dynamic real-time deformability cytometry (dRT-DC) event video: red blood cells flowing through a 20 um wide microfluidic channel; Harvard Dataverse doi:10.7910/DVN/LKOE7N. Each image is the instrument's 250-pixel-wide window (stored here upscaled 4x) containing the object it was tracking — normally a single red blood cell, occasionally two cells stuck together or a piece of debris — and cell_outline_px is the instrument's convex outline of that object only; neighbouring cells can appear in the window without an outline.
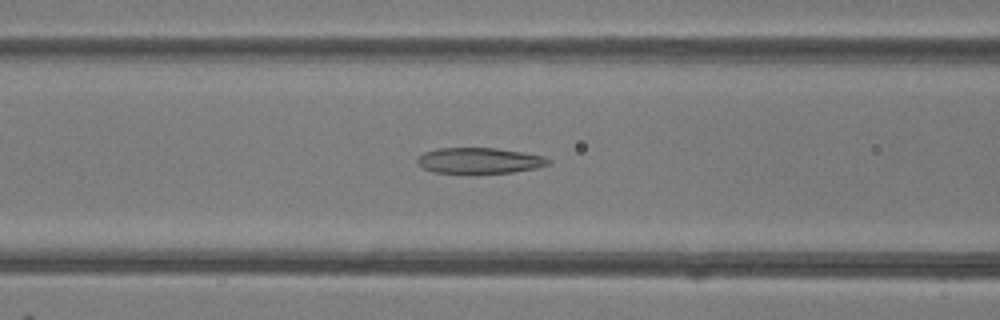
{"species": "common noctule bat (a hibernating species)", "species_latin": "Nyctalus noctula", "temperature_condition": "room temperature", "stored_images_in_passage": 32, "camera_frame_rate_fps": 3000, "um_per_image_px": 0.085, "animal": {"sex": "female"}, "frame": {"image": 1, "passage_image": 6, "time_ms": 1.667, "image_size_px": [1000, 320], "cell_outline_px": [[552, 160], [548, 164], [536, 168], [512, 172], [468, 176], [432, 172], [416, 164], [416, 160], [424, 152], [436, 148], [496, 148], [524, 152], [544, 156]], "centroid_in_image_um": [40.71, 13.69], "position_along_channel_um": 125.9, "area_um2": 20.63}}
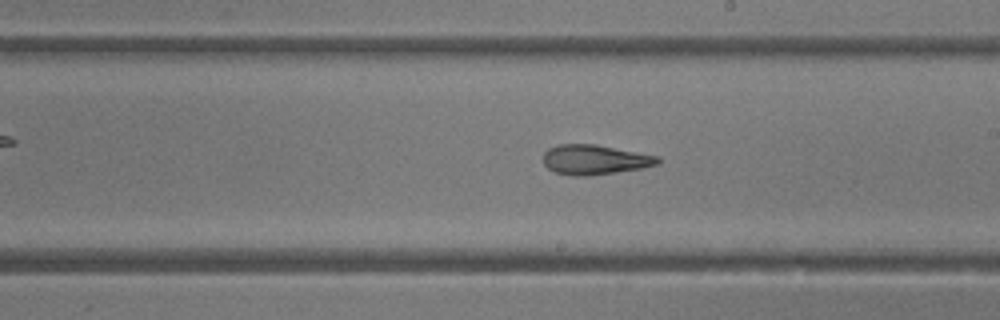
{"frame": {"image": 2, "passage_image": 14, "time_ms": 4.333, "image_size_px": [1000, 320], "cell_outline_px": [[660, 164], [640, 168], [616, 172], [588, 176], [572, 176], [556, 172], [548, 168], [544, 164], [544, 152], [548, 148], [556, 144], [596, 144], [660, 156]], "centroid_in_image_um": [50.56, 13.56], "position_along_channel_um": 238.4, "area_um2": 20.0}}
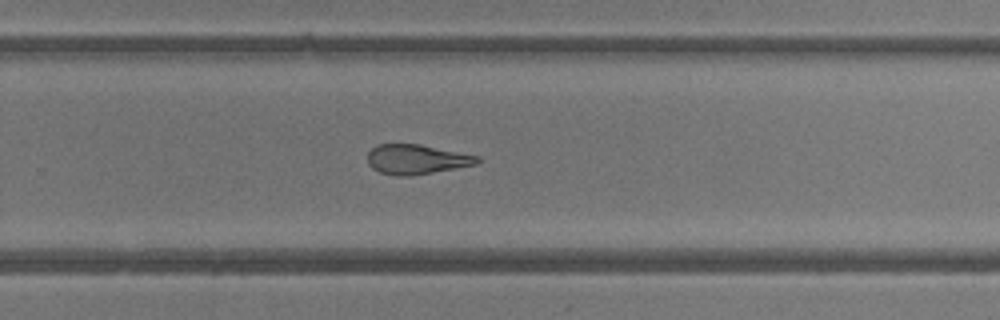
{"frame": {"image": 3, "passage_image": 18, "time_ms": 5.667, "image_size_px": [1000, 320], "cell_outline_px": [[480, 160], [476, 164], [456, 168], [408, 176], [392, 176], [380, 172], [372, 168], [368, 164], [368, 152], [376, 144], [420, 144], [480, 156]], "centroid_in_image_um": [35.38, 13.54], "position_along_channel_um": 294.4, "area_um2": 19.02}, "authors_computed_cell_mechanics": {"area_um2": 20.3167, "velocity_mm_per_s": 4.2196, "shape_relaxation_time_tau1_ms": null, "shape_relaxation_time_tau2_ms": 3.8434, "deformation_change_tau1": null, "deformation_change_tau2": 0.1389}}